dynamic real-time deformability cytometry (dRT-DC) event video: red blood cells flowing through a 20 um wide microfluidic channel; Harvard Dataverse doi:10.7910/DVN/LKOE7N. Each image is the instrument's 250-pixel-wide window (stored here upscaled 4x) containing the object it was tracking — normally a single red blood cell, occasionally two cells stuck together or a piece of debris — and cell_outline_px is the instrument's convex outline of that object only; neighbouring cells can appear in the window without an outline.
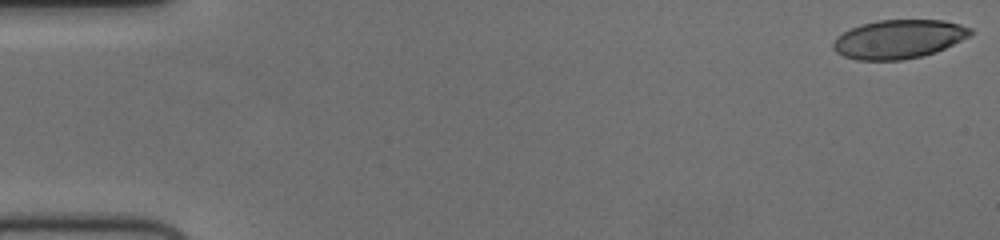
{"species": "human", "species_latin": "Homo sapiens", "temperature_condition": "cold", "stored_images_in_passage": 56, "camera_frame_rate_fps": 3000, "um_per_image_px": 0.085, "donor": {"sex": "female"}, "frame": {"image": 1, "passage_image": 1, "time_ms": 0.0, "image_size_px": [1000, 240], "cell_outline_px": [[972, 32], [968, 36], [936, 52], [904, 60], [856, 60], [844, 56], [836, 52], [832, 48], [832, 44], [836, 36], [860, 24], [876, 20], [944, 20], [960, 24], [972, 28]], "centroid_in_image_um": [76.35, 3.32], "position_along_channel_um": 8.7, "area_um2": 30.98}}
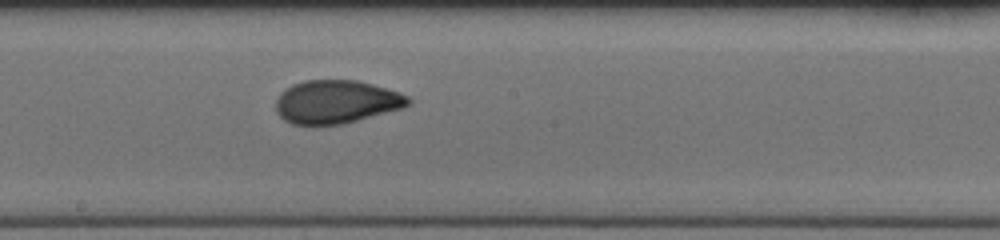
{"frame": {"image": 2, "passage_image": 31, "time_ms": 10.0, "image_size_px": [1000, 240], "cell_outline_px": [[412, 104], [404, 108], [344, 124], [292, 124], [284, 120], [276, 112], [276, 100], [280, 92], [284, 88], [292, 84], [304, 80], [356, 80], [372, 84], [400, 92], [408, 96], [412, 100]], "centroid_in_image_um": [28.6, 8.65], "position_along_channel_um": 219.6, "area_um2": 33.7}}
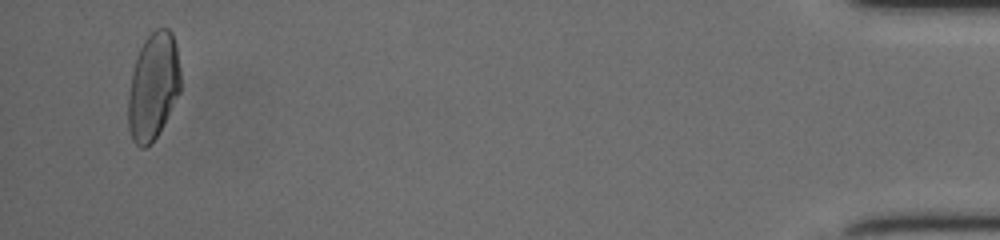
{"frame": {"image": 3, "passage_image": 54, "time_ms": 17.667, "image_size_px": [1000, 240], "cell_outline_px": [[180, 92], [156, 136], [144, 148], [140, 148], [132, 140], [128, 128], [128, 96], [132, 72], [136, 56], [144, 40], [156, 28], [168, 28], [172, 32], [176, 44], [180, 68]], "centroid_in_image_um": [13.01, 7.31], "position_along_channel_um": 422.2, "area_um2": 32.54}, "authors_computed_cell_mechanics": {"area_um2": 32.7148, "velocity_mm_per_s": 3.7291, "shape_relaxation_time_tau1_ms": 4.6713, "shape_relaxation_time_tau2_ms": 1.174, "deformation_change_tau1": 0.1649, "deformation_change_tau2": 0.0557}}